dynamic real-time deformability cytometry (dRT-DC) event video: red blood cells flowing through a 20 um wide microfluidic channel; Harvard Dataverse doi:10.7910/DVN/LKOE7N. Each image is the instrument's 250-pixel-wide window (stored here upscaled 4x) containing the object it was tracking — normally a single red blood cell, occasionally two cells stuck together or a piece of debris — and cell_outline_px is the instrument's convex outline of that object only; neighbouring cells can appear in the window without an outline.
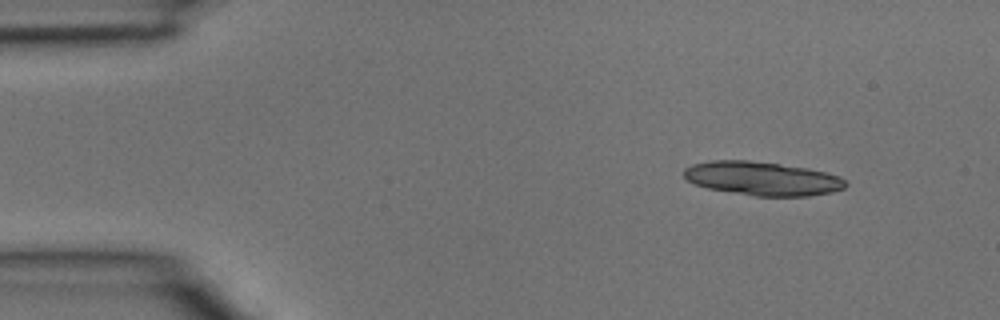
{"species": "common noctule bat (a hibernating species)", "species_latin": "Nyctalus noctula", "temperature_condition": "room temperature", "stored_images_in_passage": 3, "camera_frame_rate_fps": 3000, "um_per_image_px": 0.085, "animal": {"sex": "male", "body_mass_g": 15.6}, "frame": {"image": 1, "passage_image": 1, "time_ms": 0.0, "image_size_px": [1000, 320], "cell_outline_px": [[848, 184], [844, 188], [832, 192], [808, 196], [756, 196], [708, 188], [696, 184], [688, 180], [684, 176], [684, 168], [692, 164], [708, 160], [748, 160], [780, 164], [808, 168], [840, 176]], "centroid_in_image_um": [64.8, 15.17], "position_along_channel_um": 20.2, "area_um2": 31.73}}